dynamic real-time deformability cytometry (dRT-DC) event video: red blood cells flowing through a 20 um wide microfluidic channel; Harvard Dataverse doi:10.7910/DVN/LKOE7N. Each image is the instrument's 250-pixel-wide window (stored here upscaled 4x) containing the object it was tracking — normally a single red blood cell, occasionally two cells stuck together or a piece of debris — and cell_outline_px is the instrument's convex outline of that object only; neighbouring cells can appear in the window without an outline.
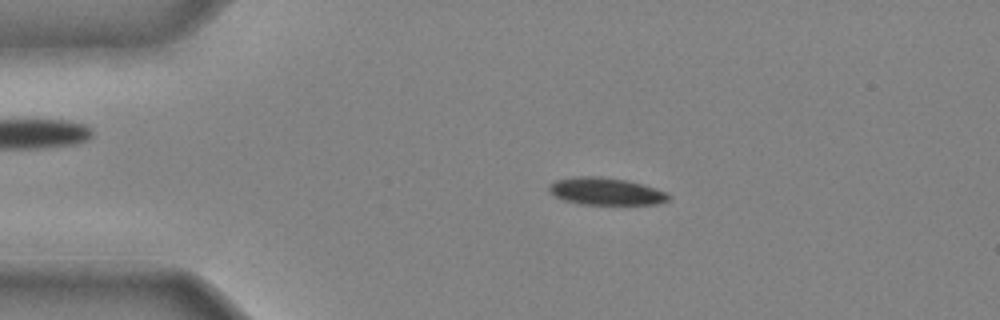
{"species": "common noctule bat (a hibernating species)", "species_latin": "Nyctalus noctula", "temperature_condition": "cold", "stored_images_in_passage": 42, "camera_frame_rate_fps": 3000, "um_per_image_px": 0.085, "animal": {"sex": "male", "body_mass_g": 20.4}, "frame": {"image": 1, "passage_image": 8, "time_ms": 2.333, "image_size_px": [1000, 320], "cell_outline_px": [[672, 196], [668, 200], [656, 204], [580, 204], [564, 200], [548, 192], [548, 184], [556, 180], [576, 176], [600, 176], [624, 180], [656, 188], [668, 192]], "centroid_in_image_um": [51.48, 16.26], "position_along_channel_um": 33.5, "area_um2": 19.02}}
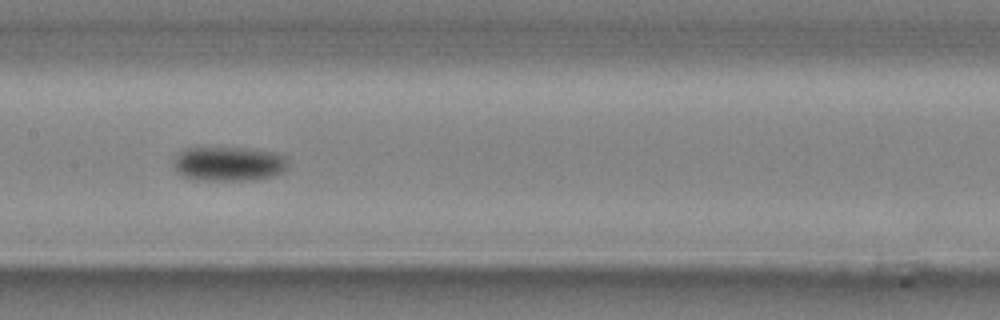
{"frame": {"image": 2, "passage_image": 21, "time_ms": 6.667, "image_size_px": [1000, 320], "cell_outline_px": [[288, 168], [284, 172], [276, 176], [256, 180], [200, 180], [184, 176], [176, 168], [176, 156], [184, 148], [244, 148], [276, 152], [284, 156], [288, 160]], "centroid_in_image_um": [19.55, 13.93], "position_along_channel_um": 187.8, "area_um2": 22.95}}
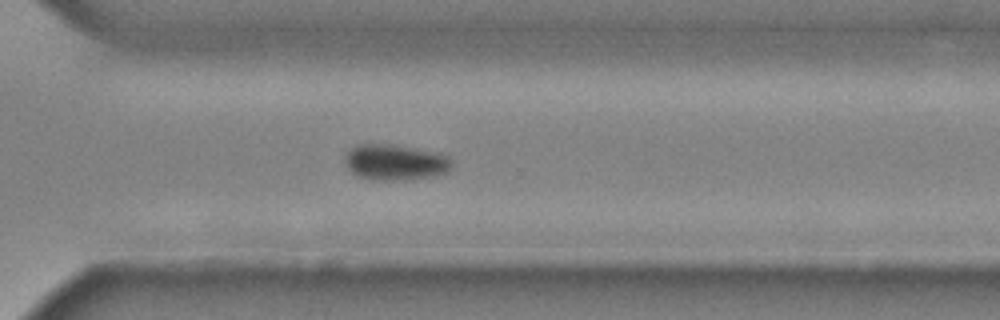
{"frame": {"image": 3, "passage_image": 31, "time_ms": 10.0, "image_size_px": [1000, 320], "cell_outline_px": [[452, 168], [448, 172], [436, 176], [392, 180], [384, 180], [360, 176], [352, 172], [348, 168], [344, 160], [344, 156], [356, 144], [388, 144], [412, 148], [432, 152], [448, 156], [452, 160]], "centroid_in_image_um": [33.6, 13.79], "position_along_channel_um": 337.0, "area_um2": 21.91}}